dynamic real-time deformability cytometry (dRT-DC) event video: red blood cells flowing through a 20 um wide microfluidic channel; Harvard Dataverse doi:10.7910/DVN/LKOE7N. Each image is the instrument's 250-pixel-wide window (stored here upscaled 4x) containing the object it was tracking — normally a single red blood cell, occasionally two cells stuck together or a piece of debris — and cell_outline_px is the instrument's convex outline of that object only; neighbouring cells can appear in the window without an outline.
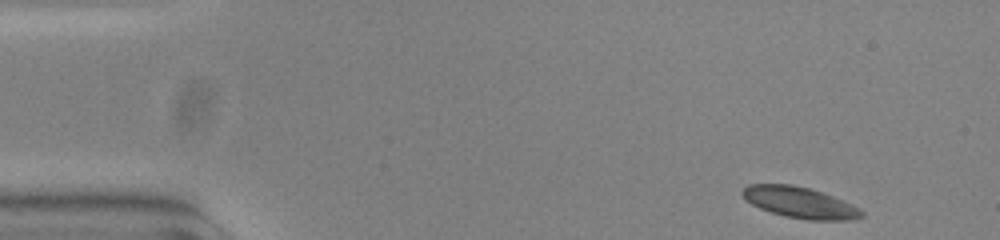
{"species": "common noctule bat (a hibernating species)", "species_latin": "Nyctalus noctula", "temperature_condition": "warm", "stored_images_in_passage": 51, "camera_frame_rate_fps": 3000, "um_per_image_px": 0.085, "animal": {"sex": "female", "body_mass_g": 23.0, "forearm_length_mm": 53.4}, "frame": {"image": 1, "passage_image": 1, "time_ms": 0.0, "image_size_px": [1000, 240], "cell_outline_px": [[864, 216], [848, 220], [808, 220], [784, 216], [760, 208], [744, 200], [740, 192], [748, 184], [792, 184], [808, 188], [832, 196], [852, 204], [860, 208], [864, 212]], "centroid_in_image_um": [67.96, 17.21], "position_along_channel_um": 17.0, "area_um2": 21.56}}
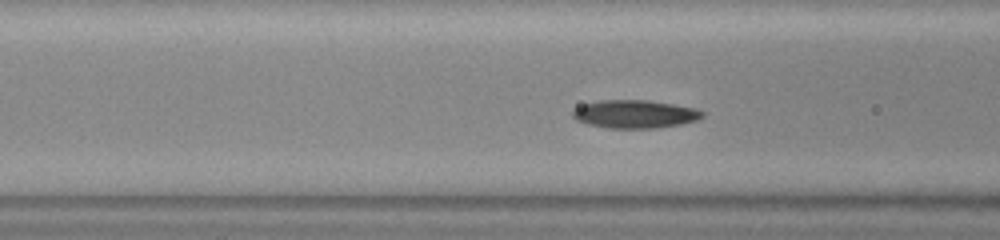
{"frame": {"image": 2, "passage_image": 17, "time_ms": 5.333, "image_size_px": [1000, 240], "cell_outline_px": [[704, 116], [696, 120], [680, 124], [656, 128], [608, 128], [588, 124], [576, 120], [572, 116], [572, 112], [576, 108], [584, 104], [600, 100], [644, 100], [672, 104], [696, 108], [704, 112]], "centroid_in_image_um": [53.96, 9.7], "position_along_channel_um": 112.6, "area_um2": 21.1}}
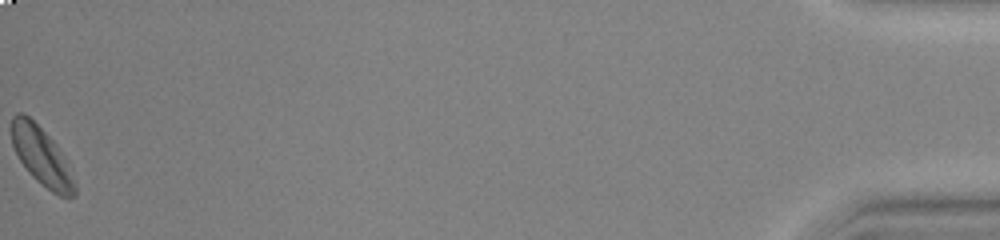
{"frame": {"image": 3, "passage_image": 51, "time_ms": 16.667, "image_size_px": [1000, 240], "cell_outline_px": [[76, 196], [60, 196], [52, 192], [40, 184], [28, 172], [20, 160], [12, 144], [12, 116], [16, 112], [20, 112], [28, 116], [56, 144], [68, 160], [76, 184]], "centroid_in_image_um": [3.57, 13.32], "position_along_channel_um": 431.6, "area_um2": 21.44}, "authors_computed_cell_mechanics": {"area_um2": 20.7502, "velocity_mm_per_s": 3.7274, "shape_relaxation_time_tau1_ms": 7.63, "shape_relaxation_time_tau2_ms": null, "deformation_change_tau1": 0.1725, "deformation_change_tau2": null}}